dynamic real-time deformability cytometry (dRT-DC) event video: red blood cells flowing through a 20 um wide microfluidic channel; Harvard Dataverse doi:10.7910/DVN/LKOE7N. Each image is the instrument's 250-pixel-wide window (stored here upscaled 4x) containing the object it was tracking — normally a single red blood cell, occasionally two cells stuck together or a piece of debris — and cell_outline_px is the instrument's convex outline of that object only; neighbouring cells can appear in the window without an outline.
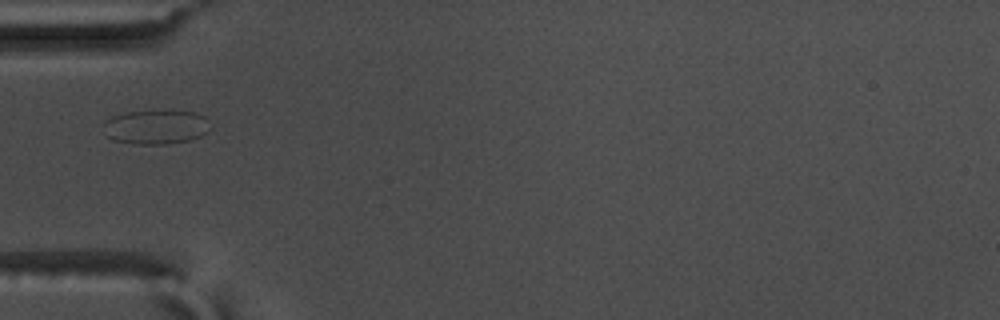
{"species": "common noctule bat (a hibernating species)", "species_latin": "Nyctalus noctula", "temperature_condition": "warm", "stored_images_in_passage": 38, "camera_frame_rate_fps": 3000, "um_per_image_px": 0.085, "animal": {"sex": "male", "body_mass_g": 17.5, "forearm_length_mm": 52.3}, "frame": {"image": 1, "passage_image": 1, "time_ms": 0.0, "image_size_px": [1000, 320], "cell_outline_px": [[212, 128], [208, 132], [192, 140], [164, 144], [136, 144], [116, 140], [108, 136], [104, 124], [104, 120], [112, 116], [128, 112], [196, 112], [204, 116], [208, 120]], "centroid_in_image_um": [13.32, 10.81], "position_along_channel_um": 71.7, "area_um2": 20.98}}
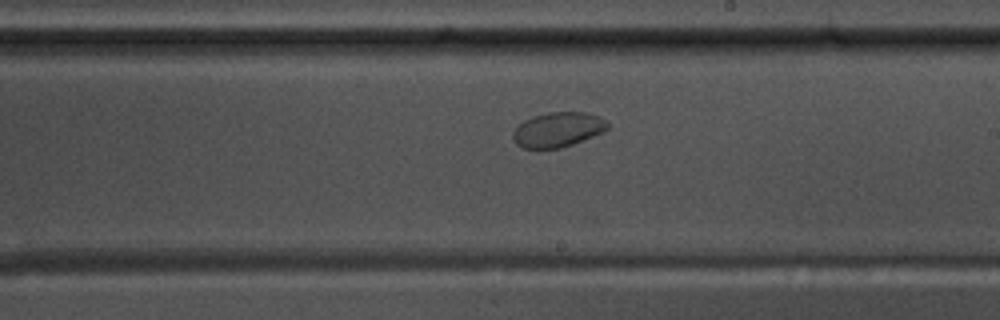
{"frame": {"image": 2, "passage_image": 15, "time_ms": 4.667, "image_size_px": [1000, 320], "cell_outline_px": [[608, 128], [604, 132], [572, 144], [560, 148], [520, 148], [512, 140], [512, 132], [524, 120], [532, 116], [548, 112], [588, 112], [600, 116], [608, 124]], "centroid_in_image_um": [47.4, 11.01], "position_along_channel_um": 241.6, "area_um2": 19.31}}
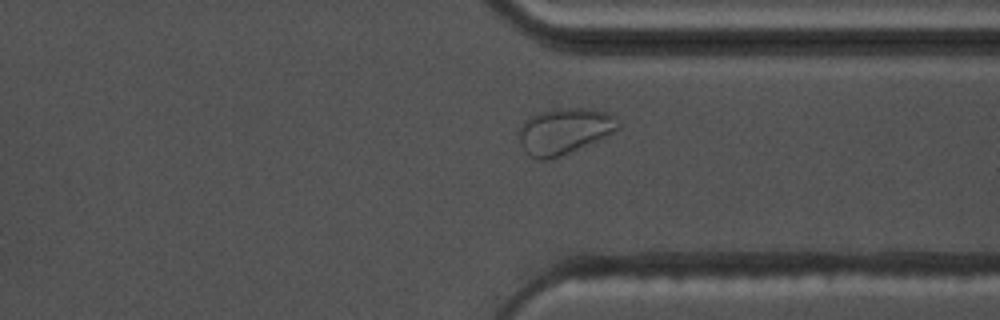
{"frame": {"image": 3, "passage_image": 25, "time_ms": 8.0, "image_size_px": [1000, 320], "cell_outline_px": [[620, 128], [596, 140], [552, 160], [540, 160], [532, 156], [520, 144], [520, 128], [524, 120], [540, 112], [560, 108], [588, 108], [612, 112], [616, 116], [620, 124]], "centroid_in_image_um": [48.0, 11.12], "position_along_channel_um": 363.4, "area_um2": 26.36}}